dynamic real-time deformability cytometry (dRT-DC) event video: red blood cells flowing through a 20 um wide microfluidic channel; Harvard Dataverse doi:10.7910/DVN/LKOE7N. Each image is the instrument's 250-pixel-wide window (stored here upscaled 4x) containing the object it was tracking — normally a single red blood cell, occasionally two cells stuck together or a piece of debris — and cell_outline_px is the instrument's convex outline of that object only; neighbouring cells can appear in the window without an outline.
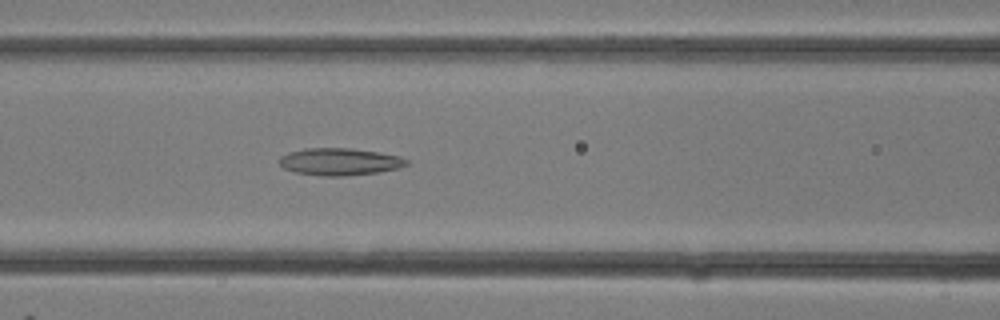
{"species": "common noctule bat (a hibernating species)", "species_latin": "Nyctalus noctula", "temperature_condition": "room temperature", "stored_images_in_passage": 12, "camera_frame_rate_fps": 3000, "um_per_image_px": 0.085, "animal": {"sex": "female"}, "frame": {"image": 1, "passage_image": 10, "time_ms": 3.0, "image_size_px": [1000, 320], "cell_outline_px": [[408, 164], [400, 168], [376, 172], [344, 176], [320, 176], [296, 172], [284, 168], [280, 164], [280, 156], [288, 152], [304, 148], [352, 148], [400, 156], [408, 160]], "centroid_in_image_um": [28.86, 13.74], "position_along_channel_um": 137.7, "area_um2": 20.11}}
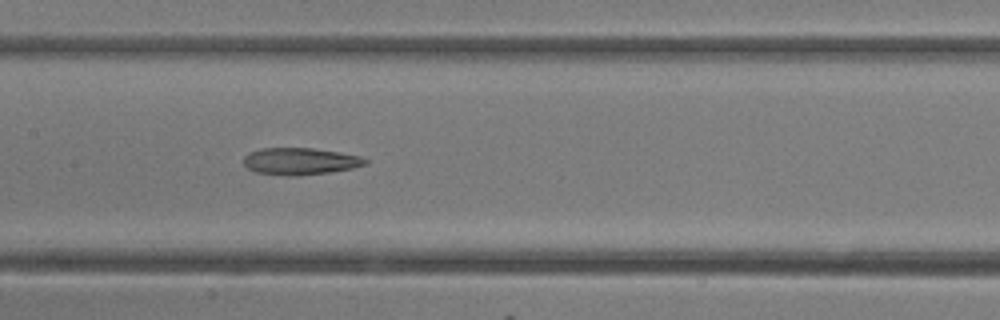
{"frame": {"image": 2, "passage_image": 12, "time_ms": 3.667, "image_size_px": [1000, 320], "cell_outline_px": [[368, 164], [352, 168], [332, 172], [296, 176], [288, 176], [256, 172], [248, 168], [244, 164], [244, 156], [248, 152], [260, 148], [312, 148], [340, 152], [360, 156], [368, 160]], "centroid_in_image_um": [25.52, 13.7], "position_along_channel_um": 181.9, "area_um2": 19.25}}